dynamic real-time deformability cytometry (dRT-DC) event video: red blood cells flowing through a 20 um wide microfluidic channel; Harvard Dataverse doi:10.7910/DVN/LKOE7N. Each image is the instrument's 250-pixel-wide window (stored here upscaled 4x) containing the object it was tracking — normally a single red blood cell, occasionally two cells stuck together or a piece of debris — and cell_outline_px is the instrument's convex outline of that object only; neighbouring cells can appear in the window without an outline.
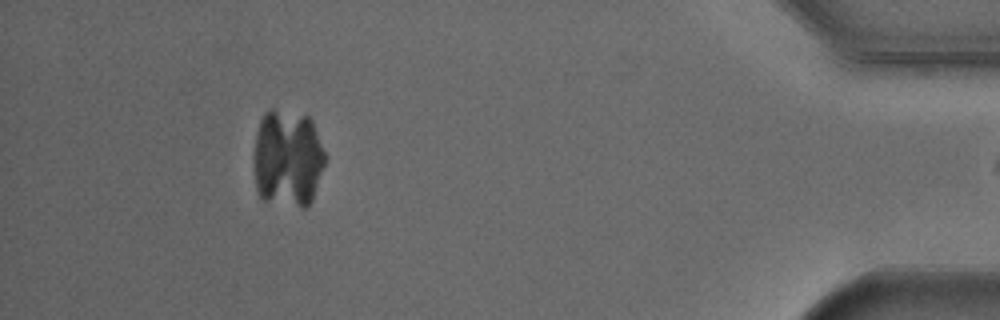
{"species": "Egyptian fruit bat (a non-hibernating species)", "species_latin": "Rousettus aegyptiacus", "temperature_condition": "cold", "stored_images_in_passage": 35, "camera_frame_rate_fps": 3000, "um_per_image_px": 0.085, "animal": {"sex": "male"}, "frame": {"image": 1, "passage_image": 34, "time_ms": 11.0, "image_size_px": [1000, 320], "cell_outline_px": [[324, 164], [312, 200], [308, 208], [300, 208], [260, 200], [256, 188], [252, 156], [256, 136], [260, 120], [264, 112], [268, 108], [272, 108], [308, 116], [312, 120], [324, 152]], "centroid_in_image_um": [24.41, 13.49], "position_along_channel_um": 410.8, "area_um2": 41.33}}